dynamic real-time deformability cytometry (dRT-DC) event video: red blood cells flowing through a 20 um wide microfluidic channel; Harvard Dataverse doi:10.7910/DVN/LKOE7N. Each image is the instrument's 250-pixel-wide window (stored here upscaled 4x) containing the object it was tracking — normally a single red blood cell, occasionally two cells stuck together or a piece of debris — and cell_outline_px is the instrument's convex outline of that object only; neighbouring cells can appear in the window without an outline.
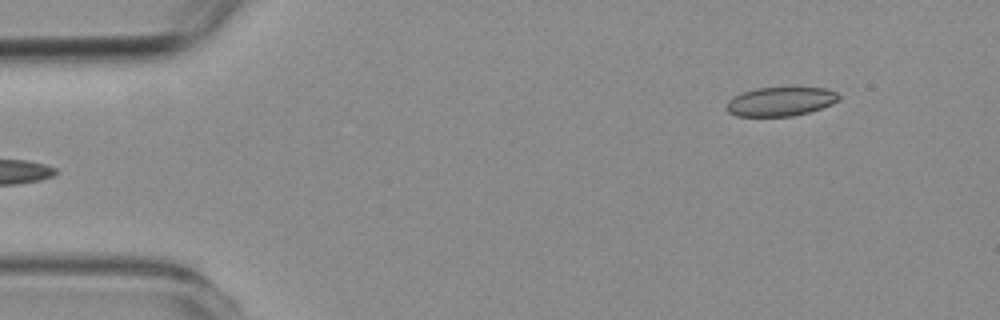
{"species": "common noctule bat (a hibernating species)", "species_latin": "Nyctalus noctula", "temperature_condition": "room temperature", "stored_images_in_passage": 5, "camera_frame_rate_fps": 3000, "um_per_image_px": 0.085, "animal": {"sex": "female", "body_mass_g": 19.3, "forearm_length_mm": 54.1}, "frame": {"image": 1, "passage_image": 5, "time_ms": 5.0, "image_size_px": [1000, 320], "cell_outline_px": [[840, 100], [832, 104], [808, 112], [792, 116], [736, 116], [728, 112], [724, 108], [728, 100], [732, 96], [756, 88], [824, 88], [836, 92], [840, 96]], "centroid_in_image_um": [66.31, 8.63], "position_along_channel_um": 18.7, "area_um2": 18.96}}